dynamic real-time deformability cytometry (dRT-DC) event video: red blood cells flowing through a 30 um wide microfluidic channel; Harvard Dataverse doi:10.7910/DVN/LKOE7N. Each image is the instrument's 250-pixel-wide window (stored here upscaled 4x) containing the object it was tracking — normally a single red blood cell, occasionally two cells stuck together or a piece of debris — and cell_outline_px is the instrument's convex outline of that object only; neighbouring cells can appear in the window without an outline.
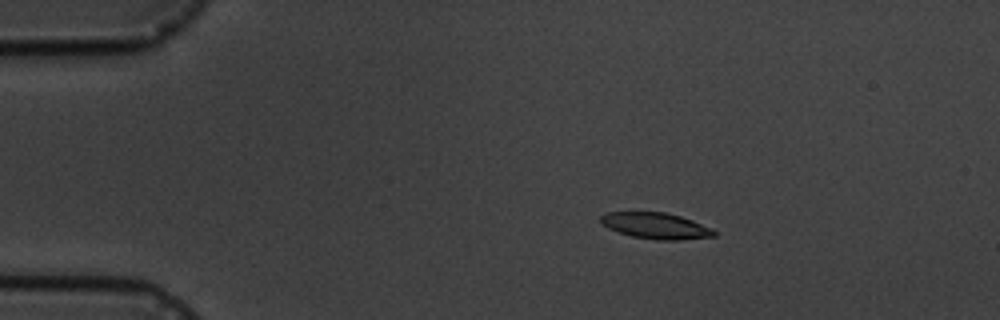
{"species": "common noctule bat (a hibernating species)", "species_latin": "Nyctalus noctula", "temperature_condition": "cold", "stored_images_in_passage": 6, "camera_frame_rate_fps": 3000, "um_per_image_px": 0.085, "animal": {"sex": "male", "body_mass_g": 19.5, "forearm_length_mm": 54.6}, "frame": {"image": 1, "passage_image": 4, "time_ms": 3.333, "image_size_px": [1000, 320], "cell_outline_px": [[716, 236], [680, 240], [656, 240], [632, 236], [608, 228], [600, 224], [600, 216], [604, 212], [664, 212], [680, 216], [692, 220], [712, 228], [716, 232]], "centroid_in_image_um": [55.73, 19.19], "position_along_channel_um": 29.3, "area_um2": 17.34}}